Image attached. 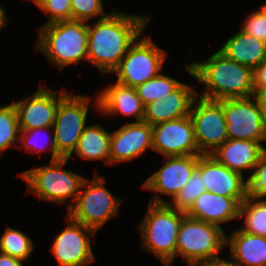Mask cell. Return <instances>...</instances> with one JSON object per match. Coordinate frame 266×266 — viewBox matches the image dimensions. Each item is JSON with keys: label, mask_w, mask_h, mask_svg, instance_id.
I'll return each instance as SVG.
<instances>
[{"label": "cell", "mask_w": 266, "mask_h": 266, "mask_svg": "<svg viewBox=\"0 0 266 266\" xmlns=\"http://www.w3.org/2000/svg\"><path fill=\"white\" fill-rule=\"evenodd\" d=\"M241 31L266 43V16L258 9L244 18Z\"/></svg>", "instance_id": "33"}, {"label": "cell", "mask_w": 266, "mask_h": 266, "mask_svg": "<svg viewBox=\"0 0 266 266\" xmlns=\"http://www.w3.org/2000/svg\"><path fill=\"white\" fill-rule=\"evenodd\" d=\"M91 97L68 93L59 103L53 123V138L60 158L73 156L81 134L87 126Z\"/></svg>", "instance_id": "8"}, {"label": "cell", "mask_w": 266, "mask_h": 266, "mask_svg": "<svg viewBox=\"0 0 266 266\" xmlns=\"http://www.w3.org/2000/svg\"><path fill=\"white\" fill-rule=\"evenodd\" d=\"M137 40L127 50L119 66L112 72L117 75L118 83L136 88L146 81L157 77L162 71L166 52L154 44L151 36Z\"/></svg>", "instance_id": "9"}, {"label": "cell", "mask_w": 266, "mask_h": 266, "mask_svg": "<svg viewBox=\"0 0 266 266\" xmlns=\"http://www.w3.org/2000/svg\"><path fill=\"white\" fill-rule=\"evenodd\" d=\"M228 139L266 142V127L254 97L223 99Z\"/></svg>", "instance_id": "11"}, {"label": "cell", "mask_w": 266, "mask_h": 266, "mask_svg": "<svg viewBox=\"0 0 266 266\" xmlns=\"http://www.w3.org/2000/svg\"><path fill=\"white\" fill-rule=\"evenodd\" d=\"M68 93L64 89L54 91L41 86L33 95L13 102L20 131L53 127L58 105Z\"/></svg>", "instance_id": "14"}, {"label": "cell", "mask_w": 266, "mask_h": 266, "mask_svg": "<svg viewBox=\"0 0 266 266\" xmlns=\"http://www.w3.org/2000/svg\"><path fill=\"white\" fill-rule=\"evenodd\" d=\"M254 91L266 89V59L253 70Z\"/></svg>", "instance_id": "35"}, {"label": "cell", "mask_w": 266, "mask_h": 266, "mask_svg": "<svg viewBox=\"0 0 266 266\" xmlns=\"http://www.w3.org/2000/svg\"><path fill=\"white\" fill-rule=\"evenodd\" d=\"M240 204L232 197L209 191L202 193L186 212V215L218 226L237 220Z\"/></svg>", "instance_id": "20"}, {"label": "cell", "mask_w": 266, "mask_h": 266, "mask_svg": "<svg viewBox=\"0 0 266 266\" xmlns=\"http://www.w3.org/2000/svg\"><path fill=\"white\" fill-rule=\"evenodd\" d=\"M103 176L85 178L75 204L68 202V215L75 221L96 232L118 215L121 199L115 197L105 186Z\"/></svg>", "instance_id": "7"}, {"label": "cell", "mask_w": 266, "mask_h": 266, "mask_svg": "<svg viewBox=\"0 0 266 266\" xmlns=\"http://www.w3.org/2000/svg\"><path fill=\"white\" fill-rule=\"evenodd\" d=\"M247 196L266 197V148L261 153L252 173L247 177Z\"/></svg>", "instance_id": "32"}, {"label": "cell", "mask_w": 266, "mask_h": 266, "mask_svg": "<svg viewBox=\"0 0 266 266\" xmlns=\"http://www.w3.org/2000/svg\"><path fill=\"white\" fill-rule=\"evenodd\" d=\"M265 146L261 142L228 139L210 155L220 164L241 174L252 170Z\"/></svg>", "instance_id": "21"}, {"label": "cell", "mask_w": 266, "mask_h": 266, "mask_svg": "<svg viewBox=\"0 0 266 266\" xmlns=\"http://www.w3.org/2000/svg\"><path fill=\"white\" fill-rule=\"evenodd\" d=\"M151 15L123 13L113 9L94 24L88 23L87 62L96 66L100 73H112L126 55L130 46L141 37Z\"/></svg>", "instance_id": "1"}, {"label": "cell", "mask_w": 266, "mask_h": 266, "mask_svg": "<svg viewBox=\"0 0 266 266\" xmlns=\"http://www.w3.org/2000/svg\"><path fill=\"white\" fill-rule=\"evenodd\" d=\"M195 140L201 155H210L228 140L223 100L196 97L190 110Z\"/></svg>", "instance_id": "10"}, {"label": "cell", "mask_w": 266, "mask_h": 266, "mask_svg": "<svg viewBox=\"0 0 266 266\" xmlns=\"http://www.w3.org/2000/svg\"><path fill=\"white\" fill-rule=\"evenodd\" d=\"M110 138L100 124H91L85 127L74 151L76 156L85 160H102L110 165Z\"/></svg>", "instance_id": "24"}, {"label": "cell", "mask_w": 266, "mask_h": 266, "mask_svg": "<svg viewBox=\"0 0 266 266\" xmlns=\"http://www.w3.org/2000/svg\"><path fill=\"white\" fill-rule=\"evenodd\" d=\"M206 191L203 177L196 168L188 182L168 204L179 211L187 212L194 204L196 199Z\"/></svg>", "instance_id": "30"}, {"label": "cell", "mask_w": 266, "mask_h": 266, "mask_svg": "<svg viewBox=\"0 0 266 266\" xmlns=\"http://www.w3.org/2000/svg\"><path fill=\"white\" fill-rule=\"evenodd\" d=\"M111 12L104 11L102 0H71V19L89 22L93 18L107 17Z\"/></svg>", "instance_id": "31"}, {"label": "cell", "mask_w": 266, "mask_h": 266, "mask_svg": "<svg viewBox=\"0 0 266 266\" xmlns=\"http://www.w3.org/2000/svg\"><path fill=\"white\" fill-rule=\"evenodd\" d=\"M153 150L164 157L201 155L190 116L152 126Z\"/></svg>", "instance_id": "15"}, {"label": "cell", "mask_w": 266, "mask_h": 266, "mask_svg": "<svg viewBox=\"0 0 266 266\" xmlns=\"http://www.w3.org/2000/svg\"><path fill=\"white\" fill-rule=\"evenodd\" d=\"M225 247L226 234L221 226L187 215L183 217L177 235L176 257H182L188 266H202L223 259L219 253Z\"/></svg>", "instance_id": "5"}, {"label": "cell", "mask_w": 266, "mask_h": 266, "mask_svg": "<svg viewBox=\"0 0 266 266\" xmlns=\"http://www.w3.org/2000/svg\"><path fill=\"white\" fill-rule=\"evenodd\" d=\"M152 137V125L144 121L126 123L111 132L110 166L133 161L143 155L147 149L153 150Z\"/></svg>", "instance_id": "16"}, {"label": "cell", "mask_w": 266, "mask_h": 266, "mask_svg": "<svg viewBox=\"0 0 266 266\" xmlns=\"http://www.w3.org/2000/svg\"><path fill=\"white\" fill-rule=\"evenodd\" d=\"M51 128H53V127L36 128V129H32V130H27V131H20L19 142L22 143L21 144L22 146L17 145L16 147H18V148H19V146L24 147L27 152L29 151L33 154H34V152L39 154L42 151H46L48 149L49 151H51V161L60 159V157L57 155V152H56L54 138H51L49 136ZM42 134H43V136H42ZM42 137L44 139H41ZM50 139H52V140H50ZM45 140H47V141H45ZM46 142L48 144H46Z\"/></svg>", "instance_id": "29"}, {"label": "cell", "mask_w": 266, "mask_h": 266, "mask_svg": "<svg viewBox=\"0 0 266 266\" xmlns=\"http://www.w3.org/2000/svg\"><path fill=\"white\" fill-rule=\"evenodd\" d=\"M229 59L254 70L266 59V43L239 30L218 49Z\"/></svg>", "instance_id": "23"}, {"label": "cell", "mask_w": 266, "mask_h": 266, "mask_svg": "<svg viewBox=\"0 0 266 266\" xmlns=\"http://www.w3.org/2000/svg\"><path fill=\"white\" fill-rule=\"evenodd\" d=\"M230 248L228 259L238 266H266V237L252 235L239 229L226 234V247Z\"/></svg>", "instance_id": "22"}, {"label": "cell", "mask_w": 266, "mask_h": 266, "mask_svg": "<svg viewBox=\"0 0 266 266\" xmlns=\"http://www.w3.org/2000/svg\"><path fill=\"white\" fill-rule=\"evenodd\" d=\"M192 78L203 83L204 90L197 96L220 101L230 98H246L254 95L253 70L233 61L217 50L202 62L185 65Z\"/></svg>", "instance_id": "2"}, {"label": "cell", "mask_w": 266, "mask_h": 266, "mask_svg": "<svg viewBox=\"0 0 266 266\" xmlns=\"http://www.w3.org/2000/svg\"><path fill=\"white\" fill-rule=\"evenodd\" d=\"M196 168L200 171L206 191L234 198L239 204L247 196V178L218 163L211 155H201Z\"/></svg>", "instance_id": "17"}, {"label": "cell", "mask_w": 266, "mask_h": 266, "mask_svg": "<svg viewBox=\"0 0 266 266\" xmlns=\"http://www.w3.org/2000/svg\"><path fill=\"white\" fill-rule=\"evenodd\" d=\"M23 260L0 252V266H24Z\"/></svg>", "instance_id": "37"}, {"label": "cell", "mask_w": 266, "mask_h": 266, "mask_svg": "<svg viewBox=\"0 0 266 266\" xmlns=\"http://www.w3.org/2000/svg\"><path fill=\"white\" fill-rule=\"evenodd\" d=\"M197 92L190 85L182 82L174 91L165 95L164 98L145 105L143 121L154 126L189 116L192 103L198 97Z\"/></svg>", "instance_id": "19"}, {"label": "cell", "mask_w": 266, "mask_h": 266, "mask_svg": "<svg viewBox=\"0 0 266 266\" xmlns=\"http://www.w3.org/2000/svg\"><path fill=\"white\" fill-rule=\"evenodd\" d=\"M94 101L97 111L106 116H133L135 122L143 121L145 105L133 87L115 82L100 90Z\"/></svg>", "instance_id": "18"}, {"label": "cell", "mask_w": 266, "mask_h": 266, "mask_svg": "<svg viewBox=\"0 0 266 266\" xmlns=\"http://www.w3.org/2000/svg\"><path fill=\"white\" fill-rule=\"evenodd\" d=\"M253 97L258 103L262 119L266 127V89L254 91Z\"/></svg>", "instance_id": "36"}, {"label": "cell", "mask_w": 266, "mask_h": 266, "mask_svg": "<svg viewBox=\"0 0 266 266\" xmlns=\"http://www.w3.org/2000/svg\"><path fill=\"white\" fill-rule=\"evenodd\" d=\"M260 10H261V11L265 14V16H266V3H264V4L261 5Z\"/></svg>", "instance_id": "41"}, {"label": "cell", "mask_w": 266, "mask_h": 266, "mask_svg": "<svg viewBox=\"0 0 266 266\" xmlns=\"http://www.w3.org/2000/svg\"><path fill=\"white\" fill-rule=\"evenodd\" d=\"M202 266H238V265L233 264L232 262H230L228 259L224 257L221 260L212 261Z\"/></svg>", "instance_id": "38"}, {"label": "cell", "mask_w": 266, "mask_h": 266, "mask_svg": "<svg viewBox=\"0 0 266 266\" xmlns=\"http://www.w3.org/2000/svg\"><path fill=\"white\" fill-rule=\"evenodd\" d=\"M35 48L58 70L87 61L88 22L61 20L40 26Z\"/></svg>", "instance_id": "3"}, {"label": "cell", "mask_w": 266, "mask_h": 266, "mask_svg": "<svg viewBox=\"0 0 266 266\" xmlns=\"http://www.w3.org/2000/svg\"><path fill=\"white\" fill-rule=\"evenodd\" d=\"M238 218L244 219L239 230L266 237V199L248 196L240 203Z\"/></svg>", "instance_id": "25"}, {"label": "cell", "mask_w": 266, "mask_h": 266, "mask_svg": "<svg viewBox=\"0 0 266 266\" xmlns=\"http://www.w3.org/2000/svg\"><path fill=\"white\" fill-rule=\"evenodd\" d=\"M32 1L36 6L37 8H41L48 0H30Z\"/></svg>", "instance_id": "40"}, {"label": "cell", "mask_w": 266, "mask_h": 266, "mask_svg": "<svg viewBox=\"0 0 266 266\" xmlns=\"http://www.w3.org/2000/svg\"><path fill=\"white\" fill-rule=\"evenodd\" d=\"M200 156L164 157L166 161L163 166L151 174L142 185L143 189L153 191L156 194L149 202L168 204V201L161 195H169L173 200L190 179Z\"/></svg>", "instance_id": "13"}, {"label": "cell", "mask_w": 266, "mask_h": 266, "mask_svg": "<svg viewBox=\"0 0 266 266\" xmlns=\"http://www.w3.org/2000/svg\"><path fill=\"white\" fill-rule=\"evenodd\" d=\"M145 213L137 226L142 247L164 266H172L176 258L177 235L186 212L169 204L149 202Z\"/></svg>", "instance_id": "4"}, {"label": "cell", "mask_w": 266, "mask_h": 266, "mask_svg": "<svg viewBox=\"0 0 266 266\" xmlns=\"http://www.w3.org/2000/svg\"><path fill=\"white\" fill-rule=\"evenodd\" d=\"M65 220H67L66 228L57 234L51 246V252L58 264L86 266L95 261L89 235L95 238L97 232L73 220L69 215Z\"/></svg>", "instance_id": "12"}, {"label": "cell", "mask_w": 266, "mask_h": 266, "mask_svg": "<svg viewBox=\"0 0 266 266\" xmlns=\"http://www.w3.org/2000/svg\"><path fill=\"white\" fill-rule=\"evenodd\" d=\"M69 160H50V164L31 168L18 175L26 182L28 192L36 194L42 200L56 202L58 205L71 198L76 202L86 177L64 169Z\"/></svg>", "instance_id": "6"}, {"label": "cell", "mask_w": 266, "mask_h": 266, "mask_svg": "<svg viewBox=\"0 0 266 266\" xmlns=\"http://www.w3.org/2000/svg\"><path fill=\"white\" fill-rule=\"evenodd\" d=\"M19 123L15 105L0 106V154L19 143Z\"/></svg>", "instance_id": "28"}, {"label": "cell", "mask_w": 266, "mask_h": 266, "mask_svg": "<svg viewBox=\"0 0 266 266\" xmlns=\"http://www.w3.org/2000/svg\"><path fill=\"white\" fill-rule=\"evenodd\" d=\"M40 10L49 14V19L45 24L71 20V0H48Z\"/></svg>", "instance_id": "34"}, {"label": "cell", "mask_w": 266, "mask_h": 266, "mask_svg": "<svg viewBox=\"0 0 266 266\" xmlns=\"http://www.w3.org/2000/svg\"><path fill=\"white\" fill-rule=\"evenodd\" d=\"M181 83L172 77L160 73L157 77L138 85L135 89L143 104L147 105L152 101L164 98L165 95L174 91Z\"/></svg>", "instance_id": "27"}, {"label": "cell", "mask_w": 266, "mask_h": 266, "mask_svg": "<svg viewBox=\"0 0 266 266\" xmlns=\"http://www.w3.org/2000/svg\"><path fill=\"white\" fill-rule=\"evenodd\" d=\"M5 9L0 5V31L7 26L8 18L6 16Z\"/></svg>", "instance_id": "39"}, {"label": "cell", "mask_w": 266, "mask_h": 266, "mask_svg": "<svg viewBox=\"0 0 266 266\" xmlns=\"http://www.w3.org/2000/svg\"><path fill=\"white\" fill-rule=\"evenodd\" d=\"M33 248L34 243L30 237L22 231L6 226L5 232L0 238L1 253L27 262L33 253Z\"/></svg>", "instance_id": "26"}]
</instances>
